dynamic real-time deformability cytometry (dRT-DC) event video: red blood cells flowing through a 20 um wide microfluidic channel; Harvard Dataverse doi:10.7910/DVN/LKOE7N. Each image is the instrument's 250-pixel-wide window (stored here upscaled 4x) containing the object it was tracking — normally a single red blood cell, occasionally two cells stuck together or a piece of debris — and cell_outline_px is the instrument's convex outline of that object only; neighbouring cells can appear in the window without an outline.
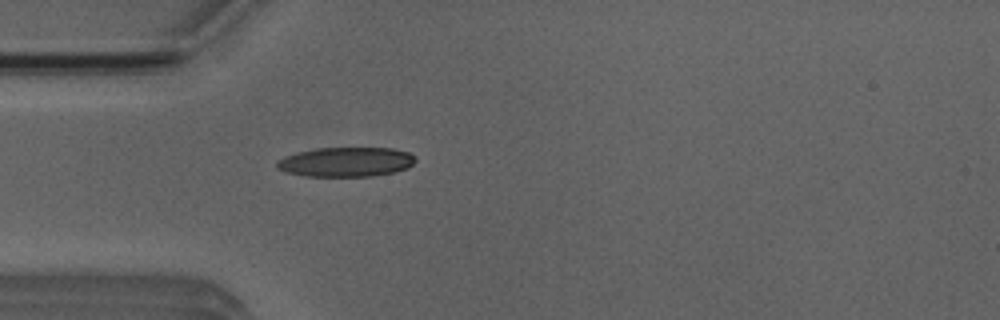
{"species": "Egyptian fruit bat (a non-hibernating species)", "species_latin": "Rousettus aegyptiacus", "temperature_condition": "room temperature", "stored_images_in_passage": 20, "camera_frame_rate_fps": 3000, "um_per_image_px": 0.085, "animal": {"sex": "male"}, "frame": {"image": 1, "passage_image": 1, "time_ms": 0.0, "image_size_px": [1000, 320], "cell_outline_px": [[416, 160], [408, 168], [396, 172], [372, 176], [308, 176], [284, 172], [276, 168], [276, 164], [284, 156], [296, 152], [316, 148], [392, 148], [408, 152], [416, 156]], "centroid_in_image_um": [29.42, 13.76], "position_along_channel_um": 55.6, "area_um2": 23.99}}